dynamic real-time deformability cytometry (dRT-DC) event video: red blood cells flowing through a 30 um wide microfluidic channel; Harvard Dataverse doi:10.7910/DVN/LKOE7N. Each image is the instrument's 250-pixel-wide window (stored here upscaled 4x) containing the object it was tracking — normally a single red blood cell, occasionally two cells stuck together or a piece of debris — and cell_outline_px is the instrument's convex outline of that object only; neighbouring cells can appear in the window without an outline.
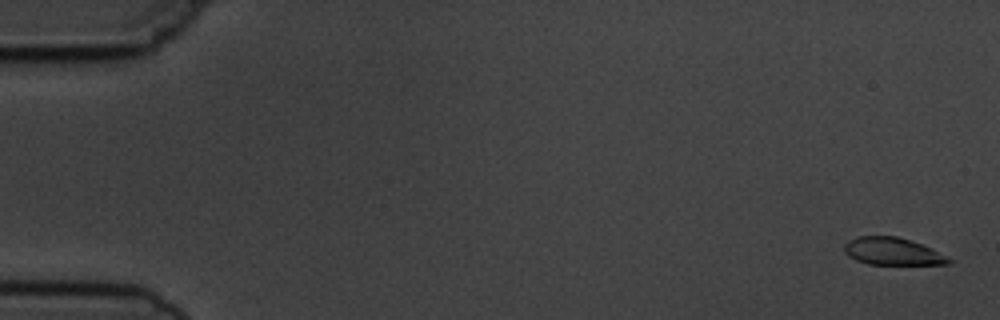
{"species": "common noctule bat (a hibernating species)", "species_latin": "Nyctalus noctula", "temperature_condition": "cold", "stored_images_in_passage": 5, "camera_frame_rate_fps": 3000, "um_per_image_px": 0.085, "animal": {"sex": "male", "body_mass_g": 19.5, "forearm_length_mm": 54.6}, "frame": {"image": 1, "passage_image": 1, "time_ms": 0.0, "image_size_px": [1000, 320], "cell_outline_px": [[956, 260], [948, 264], [868, 264], [856, 260], [848, 256], [844, 252], [844, 244], [848, 240], [856, 236], [896, 236], [932, 248]], "centroid_in_image_um": [75.87, 21.37], "position_along_channel_um": 9.1, "area_um2": 16.76}}
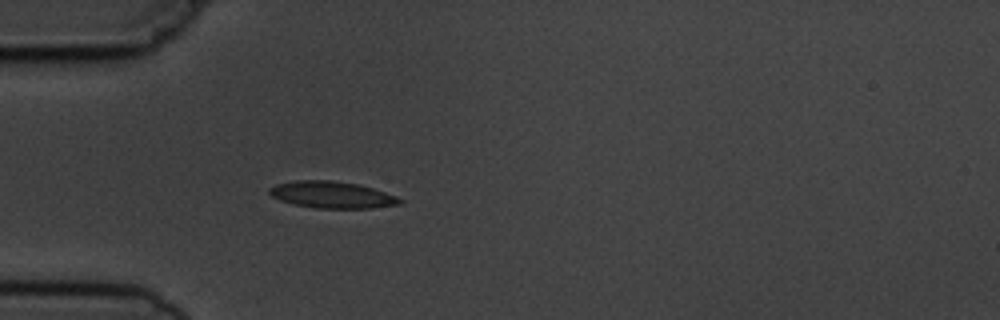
{"frame": {"image": 2, "passage_image": 5, "time_ms": 5.0, "image_size_px": [1000, 320], "cell_outline_px": [[404, 200], [400, 204], [372, 208], [316, 208], [296, 204], [280, 200], [272, 196], [268, 192], [268, 188], [276, 184], [292, 180], [332, 180], [360, 184], [396, 196]], "centroid_in_image_um": [28.21, 16.54], "position_along_channel_um": 56.8, "area_um2": 20.35}}